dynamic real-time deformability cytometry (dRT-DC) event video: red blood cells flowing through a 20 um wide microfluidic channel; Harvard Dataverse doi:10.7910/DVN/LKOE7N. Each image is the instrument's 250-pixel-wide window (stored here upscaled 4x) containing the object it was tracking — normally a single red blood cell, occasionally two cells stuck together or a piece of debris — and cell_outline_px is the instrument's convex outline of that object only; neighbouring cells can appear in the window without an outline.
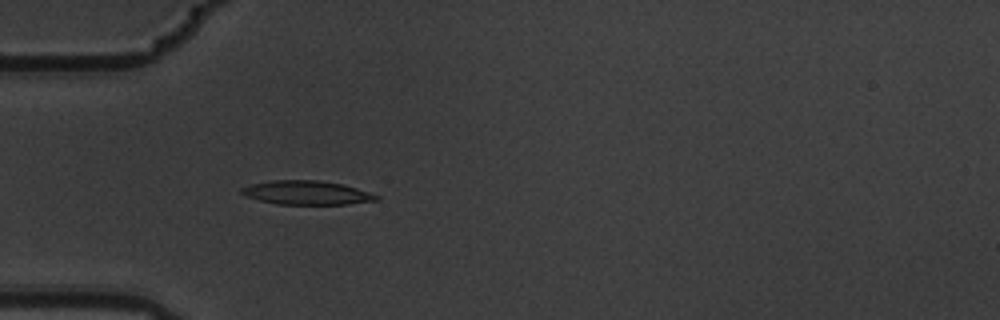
{"species": "common noctule bat (a hibernating species)", "species_latin": "Nyctalus noctula", "temperature_condition": "warm", "stored_images_in_passage": 6, "camera_frame_rate_fps": 3000, "um_per_image_px": 0.085, "animal": {"sex": "male", "body_mass_g": 19.5, "forearm_length_mm": 54.6}, "frame": {"image": 1, "passage_image": 6, "time_ms": 1.667, "image_size_px": [1000, 320], "cell_outline_px": [[380, 200], [348, 204], [276, 204], [260, 200], [248, 196], [240, 192], [240, 188], [252, 184], [272, 180], [316, 180], [344, 184], [380, 196]], "centroid_in_image_um": [26.1, 16.38], "position_along_channel_um": 58.9, "area_um2": 18.67}}